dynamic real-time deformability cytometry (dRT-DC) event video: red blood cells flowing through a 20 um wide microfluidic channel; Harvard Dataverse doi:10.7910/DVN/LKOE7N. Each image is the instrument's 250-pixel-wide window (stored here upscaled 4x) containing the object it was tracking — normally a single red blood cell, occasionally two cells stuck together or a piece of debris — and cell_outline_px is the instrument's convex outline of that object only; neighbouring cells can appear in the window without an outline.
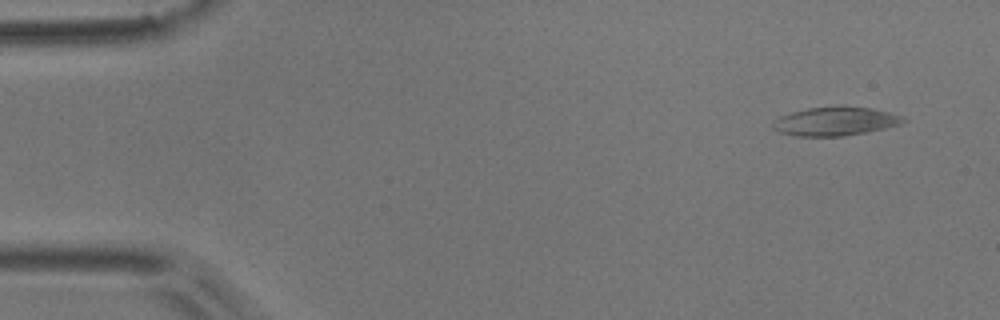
{"species": "common noctule bat (a hibernating species)", "species_latin": "Nyctalus noctula", "temperature_condition": "room temperature", "stored_images_in_passage": 4, "camera_frame_rate_fps": 3000, "um_per_image_px": 0.085, "animal": {"sex": "male", "body_mass_g": 17.9}, "frame": {"image": 1, "passage_image": 1, "time_ms": 0.0, "image_size_px": [1000, 320], "cell_outline_px": [[908, 120], [900, 124], [888, 128], [868, 132], [844, 136], [796, 136], [780, 132], [772, 124], [772, 120], [780, 116], [792, 112], [808, 108], [840, 104], [872, 108], [904, 116]], "centroid_in_image_um": [71.06, 10.29], "position_along_channel_um": 13.9, "area_um2": 22.31}}
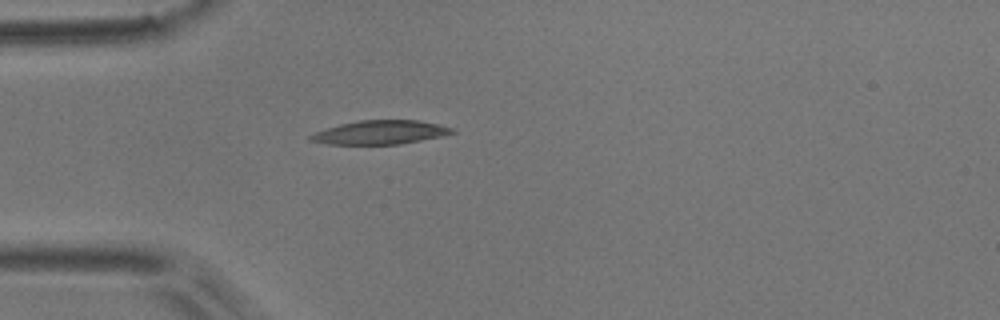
{"frame": {"image": 2, "passage_image": 4, "time_ms": 1.0, "image_size_px": [1000, 320], "cell_outline_px": [[456, 132], [440, 136], [400, 144], [328, 144], [308, 140], [308, 136], [316, 132], [340, 124], [360, 120], [416, 120], [436, 124], [452, 128]], "centroid_in_image_um": [32.28, 11.25], "position_along_channel_um": 52.7, "area_um2": 19.31}}